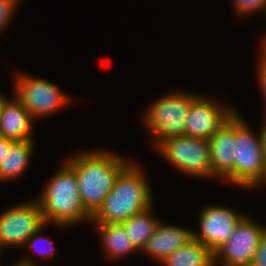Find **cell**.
<instances>
[{"label":"cell","instance_id":"cell-24","mask_svg":"<svg viewBox=\"0 0 266 266\" xmlns=\"http://www.w3.org/2000/svg\"><path fill=\"white\" fill-rule=\"evenodd\" d=\"M12 142V140L0 136V161L6 156Z\"/></svg>","mask_w":266,"mask_h":266},{"label":"cell","instance_id":"cell-27","mask_svg":"<svg viewBox=\"0 0 266 266\" xmlns=\"http://www.w3.org/2000/svg\"><path fill=\"white\" fill-rule=\"evenodd\" d=\"M12 266H36V263H35V261L33 262V260H31V259H27V257H26V259H22V260H20V262L18 263H16V264H14V265H12Z\"/></svg>","mask_w":266,"mask_h":266},{"label":"cell","instance_id":"cell-19","mask_svg":"<svg viewBox=\"0 0 266 266\" xmlns=\"http://www.w3.org/2000/svg\"><path fill=\"white\" fill-rule=\"evenodd\" d=\"M47 223H45L39 230L35 231L26 241L24 247H29L30 250H33L34 252H37L38 255L40 256H43L42 258H50V257H53L54 256V252H56V249H55V246H54V243L49 240L48 237H45V236H39L38 233L40 232V230H42V228L44 226H46ZM41 241H46L47 242V245L50 246V247H46L47 249H44V248H40V247H37V242L39 243L38 245H40V243H42L41 241L39 242L38 240ZM43 247V246H41ZM39 248V249H37ZM37 250V251H35Z\"/></svg>","mask_w":266,"mask_h":266},{"label":"cell","instance_id":"cell-2","mask_svg":"<svg viewBox=\"0 0 266 266\" xmlns=\"http://www.w3.org/2000/svg\"><path fill=\"white\" fill-rule=\"evenodd\" d=\"M138 164L130 162L117 176L102 206L91 217L95 223H123L152 207V192Z\"/></svg>","mask_w":266,"mask_h":266},{"label":"cell","instance_id":"cell-21","mask_svg":"<svg viewBox=\"0 0 266 266\" xmlns=\"http://www.w3.org/2000/svg\"><path fill=\"white\" fill-rule=\"evenodd\" d=\"M19 0H0V33L12 20V14ZM2 31V32H1Z\"/></svg>","mask_w":266,"mask_h":266},{"label":"cell","instance_id":"cell-20","mask_svg":"<svg viewBox=\"0 0 266 266\" xmlns=\"http://www.w3.org/2000/svg\"><path fill=\"white\" fill-rule=\"evenodd\" d=\"M237 16L239 18L245 17L255 12H262V10L266 8V0H233V3Z\"/></svg>","mask_w":266,"mask_h":266},{"label":"cell","instance_id":"cell-18","mask_svg":"<svg viewBox=\"0 0 266 266\" xmlns=\"http://www.w3.org/2000/svg\"><path fill=\"white\" fill-rule=\"evenodd\" d=\"M159 223L160 219L152 214V207H150L144 212L131 216L122 224L132 243L142 252V249L146 246L148 239L152 236Z\"/></svg>","mask_w":266,"mask_h":266},{"label":"cell","instance_id":"cell-8","mask_svg":"<svg viewBox=\"0 0 266 266\" xmlns=\"http://www.w3.org/2000/svg\"><path fill=\"white\" fill-rule=\"evenodd\" d=\"M243 216L229 240L214 253V266H251L266 226ZM219 260V261H218Z\"/></svg>","mask_w":266,"mask_h":266},{"label":"cell","instance_id":"cell-15","mask_svg":"<svg viewBox=\"0 0 266 266\" xmlns=\"http://www.w3.org/2000/svg\"><path fill=\"white\" fill-rule=\"evenodd\" d=\"M95 227L101 237V247L106 258H121L138 250L122 223H95Z\"/></svg>","mask_w":266,"mask_h":266},{"label":"cell","instance_id":"cell-9","mask_svg":"<svg viewBox=\"0 0 266 266\" xmlns=\"http://www.w3.org/2000/svg\"><path fill=\"white\" fill-rule=\"evenodd\" d=\"M44 224L37 200L4 210L0 214V251L5 246L23 247L27 239Z\"/></svg>","mask_w":266,"mask_h":266},{"label":"cell","instance_id":"cell-6","mask_svg":"<svg viewBox=\"0 0 266 266\" xmlns=\"http://www.w3.org/2000/svg\"><path fill=\"white\" fill-rule=\"evenodd\" d=\"M156 149L165 160L184 174L213 179L207 139L190 136L173 137L161 142Z\"/></svg>","mask_w":266,"mask_h":266},{"label":"cell","instance_id":"cell-7","mask_svg":"<svg viewBox=\"0 0 266 266\" xmlns=\"http://www.w3.org/2000/svg\"><path fill=\"white\" fill-rule=\"evenodd\" d=\"M15 96L29 111L33 120L46 117L57 112L70 99L53 82L25 74L15 76Z\"/></svg>","mask_w":266,"mask_h":266},{"label":"cell","instance_id":"cell-14","mask_svg":"<svg viewBox=\"0 0 266 266\" xmlns=\"http://www.w3.org/2000/svg\"><path fill=\"white\" fill-rule=\"evenodd\" d=\"M193 231L160 221L142 251L161 263L167 256L193 240Z\"/></svg>","mask_w":266,"mask_h":266},{"label":"cell","instance_id":"cell-17","mask_svg":"<svg viewBox=\"0 0 266 266\" xmlns=\"http://www.w3.org/2000/svg\"><path fill=\"white\" fill-rule=\"evenodd\" d=\"M161 265L164 266H214L213 251L198 240H191L167 256Z\"/></svg>","mask_w":266,"mask_h":266},{"label":"cell","instance_id":"cell-3","mask_svg":"<svg viewBox=\"0 0 266 266\" xmlns=\"http://www.w3.org/2000/svg\"><path fill=\"white\" fill-rule=\"evenodd\" d=\"M36 198L45 223L66 227L91 221L82 204L75 171L64 162Z\"/></svg>","mask_w":266,"mask_h":266},{"label":"cell","instance_id":"cell-12","mask_svg":"<svg viewBox=\"0 0 266 266\" xmlns=\"http://www.w3.org/2000/svg\"><path fill=\"white\" fill-rule=\"evenodd\" d=\"M213 178L233 183V161L235 150V114L209 139Z\"/></svg>","mask_w":266,"mask_h":266},{"label":"cell","instance_id":"cell-22","mask_svg":"<svg viewBox=\"0 0 266 266\" xmlns=\"http://www.w3.org/2000/svg\"><path fill=\"white\" fill-rule=\"evenodd\" d=\"M251 266H266V231L264 232Z\"/></svg>","mask_w":266,"mask_h":266},{"label":"cell","instance_id":"cell-11","mask_svg":"<svg viewBox=\"0 0 266 266\" xmlns=\"http://www.w3.org/2000/svg\"><path fill=\"white\" fill-rule=\"evenodd\" d=\"M236 113L205 96L197 95L191 102L185 121V136L209 139Z\"/></svg>","mask_w":266,"mask_h":266},{"label":"cell","instance_id":"cell-4","mask_svg":"<svg viewBox=\"0 0 266 266\" xmlns=\"http://www.w3.org/2000/svg\"><path fill=\"white\" fill-rule=\"evenodd\" d=\"M262 183H266V168L260 135H255L236 112L233 184L251 189Z\"/></svg>","mask_w":266,"mask_h":266},{"label":"cell","instance_id":"cell-10","mask_svg":"<svg viewBox=\"0 0 266 266\" xmlns=\"http://www.w3.org/2000/svg\"><path fill=\"white\" fill-rule=\"evenodd\" d=\"M199 216L200 230L193 231V238L214 252L229 240L244 215L230 207L208 205L202 208Z\"/></svg>","mask_w":266,"mask_h":266},{"label":"cell","instance_id":"cell-28","mask_svg":"<svg viewBox=\"0 0 266 266\" xmlns=\"http://www.w3.org/2000/svg\"><path fill=\"white\" fill-rule=\"evenodd\" d=\"M6 98H7V97H4V96H3V93L0 92V116H1V110H2V107H3L4 100H5Z\"/></svg>","mask_w":266,"mask_h":266},{"label":"cell","instance_id":"cell-25","mask_svg":"<svg viewBox=\"0 0 266 266\" xmlns=\"http://www.w3.org/2000/svg\"><path fill=\"white\" fill-rule=\"evenodd\" d=\"M263 128H261L260 132V139H261V146L263 149V156H264V163L266 168V117L263 119Z\"/></svg>","mask_w":266,"mask_h":266},{"label":"cell","instance_id":"cell-23","mask_svg":"<svg viewBox=\"0 0 266 266\" xmlns=\"http://www.w3.org/2000/svg\"><path fill=\"white\" fill-rule=\"evenodd\" d=\"M257 75H258V83H260V87L262 88L263 92V98L265 99V105H266V67L261 65L259 63L258 70H257ZM265 116L266 117V111H265Z\"/></svg>","mask_w":266,"mask_h":266},{"label":"cell","instance_id":"cell-16","mask_svg":"<svg viewBox=\"0 0 266 266\" xmlns=\"http://www.w3.org/2000/svg\"><path fill=\"white\" fill-rule=\"evenodd\" d=\"M34 148V140L13 141L6 156L0 161V181L14 180L24 174Z\"/></svg>","mask_w":266,"mask_h":266},{"label":"cell","instance_id":"cell-5","mask_svg":"<svg viewBox=\"0 0 266 266\" xmlns=\"http://www.w3.org/2000/svg\"><path fill=\"white\" fill-rule=\"evenodd\" d=\"M196 94L171 92L158 98L144 114L143 123L155 138L156 147L163 141L185 136V121Z\"/></svg>","mask_w":266,"mask_h":266},{"label":"cell","instance_id":"cell-1","mask_svg":"<svg viewBox=\"0 0 266 266\" xmlns=\"http://www.w3.org/2000/svg\"><path fill=\"white\" fill-rule=\"evenodd\" d=\"M65 162L75 171L85 211L92 217L110 193L119 173L131 162L103 149L87 151Z\"/></svg>","mask_w":266,"mask_h":266},{"label":"cell","instance_id":"cell-13","mask_svg":"<svg viewBox=\"0 0 266 266\" xmlns=\"http://www.w3.org/2000/svg\"><path fill=\"white\" fill-rule=\"evenodd\" d=\"M33 118L21 101L14 95L6 98L0 116V136L12 141L34 140L32 136Z\"/></svg>","mask_w":266,"mask_h":266},{"label":"cell","instance_id":"cell-26","mask_svg":"<svg viewBox=\"0 0 266 266\" xmlns=\"http://www.w3.org/2000/svg\"><path fill=\"white\" fill-rule=\"evenodd\" d=\"M263 38H264L263 41H261L262 42L261 43V50L262 51H260V56H259L260 62L259 63L266 67V36Z\"/></svg>","mask_w":266,"mask_h":266}]
</instances>
